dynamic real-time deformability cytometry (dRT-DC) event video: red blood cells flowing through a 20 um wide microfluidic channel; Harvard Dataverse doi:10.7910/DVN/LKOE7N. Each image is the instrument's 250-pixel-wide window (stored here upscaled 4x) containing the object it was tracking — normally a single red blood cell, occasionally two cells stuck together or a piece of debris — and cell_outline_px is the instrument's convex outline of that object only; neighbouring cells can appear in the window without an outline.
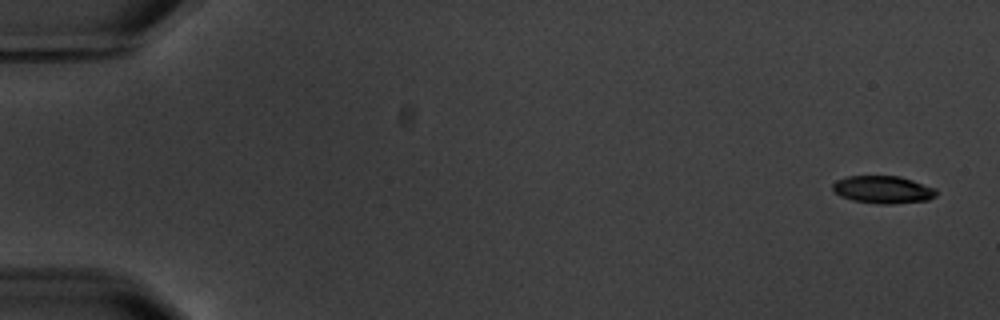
{"species": "common noctule bat (a hibernating species)", "species_latin": "Nyctalus noctula", "temperature_condition": "warm", "stored_images_in_passage": 6, "camera_frame_rate_fps": 3000, "um_per_image_px": 0.085, "animal": {"sex": "male", "body_mass_g": 20.1, "forearm_length_mm": 53.5}, "frame": {"image": 1, "passage_image": 1, "time_ms": 0.0, "image_size_px": [1000, 320], "cell_outline_px": [[936, 196], [928, 200], [892, 204], [880, 204], [852, 200], [840, 196], [832, 188], [832, 184], [836, 180], [848, 176], [900, 176], [936, 188]], "centroid_in_image_um": [75.06, 16.11], "position_along_channel_um": 9.9, "area_um2": 16.65}}
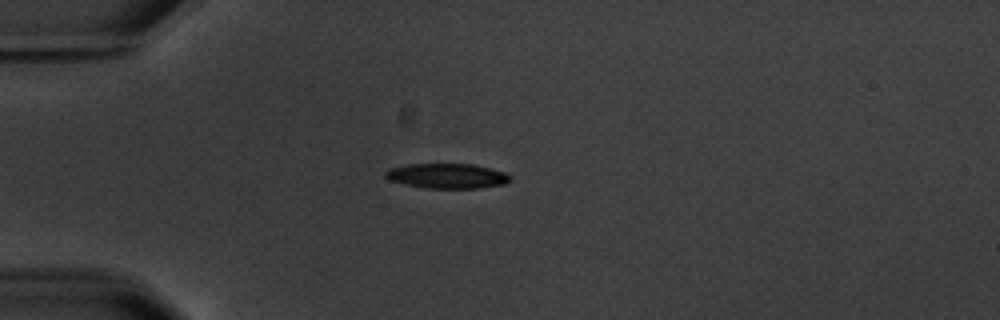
{"frame": {"image": 2, "passage_image": 5, "time_ms": 4.667, "image_size_px": [1000, 320], "cell_outline_px": [[512, 180], [504, 184], [480, 188], [424, 188], [388, 180], [384, 176], [384, 172], [388, 168], [408, 164], [472, 164], [492, 168], [504, 172], [512, 176]], "centroid_in_image_um": [38.01, 14.95], "position_along_channel_um": 47.0, "area_um2": 18.32}}